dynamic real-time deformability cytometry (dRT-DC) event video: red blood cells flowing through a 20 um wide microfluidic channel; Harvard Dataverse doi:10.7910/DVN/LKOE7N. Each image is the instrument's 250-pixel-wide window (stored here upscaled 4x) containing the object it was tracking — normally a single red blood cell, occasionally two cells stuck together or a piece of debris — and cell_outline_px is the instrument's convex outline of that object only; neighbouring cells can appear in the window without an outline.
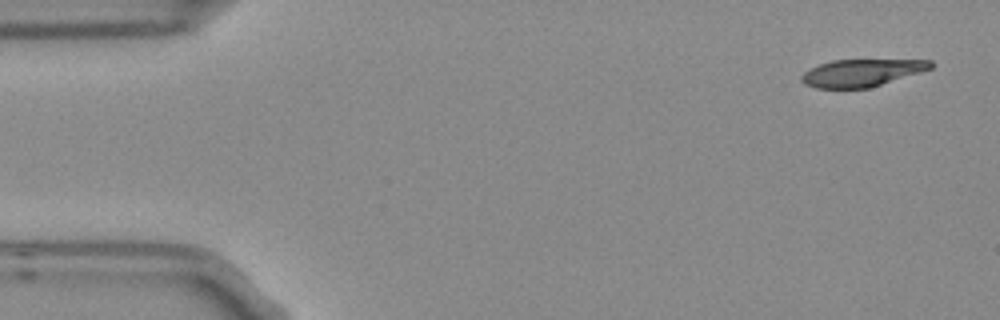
{"species": "Egyptian fruit bat (a non-hibernating species)", "species_latin": "Rousettus aegyptiacus", "temperature_condition": "room temperature", "stored_images_in_passage": 4, "camera_frame_rate_fps": 3000, "um_per_image_px": 0.085, "frame": {"image": 1, "passage_image": 1, "time_ms": 0.0, "image_size_px": [1000, 320], "cell_outline_px": [[932, 68], [920, 72], [868, 88], [816, 88], [804, 84], [800, 80], [800, 76], [808, 68], [832, 60], [932, 60]], "centroid_in_image_um": [73.17, 6.19], "position_along_channel_um": 11.8, "area_um2": 20.4}}